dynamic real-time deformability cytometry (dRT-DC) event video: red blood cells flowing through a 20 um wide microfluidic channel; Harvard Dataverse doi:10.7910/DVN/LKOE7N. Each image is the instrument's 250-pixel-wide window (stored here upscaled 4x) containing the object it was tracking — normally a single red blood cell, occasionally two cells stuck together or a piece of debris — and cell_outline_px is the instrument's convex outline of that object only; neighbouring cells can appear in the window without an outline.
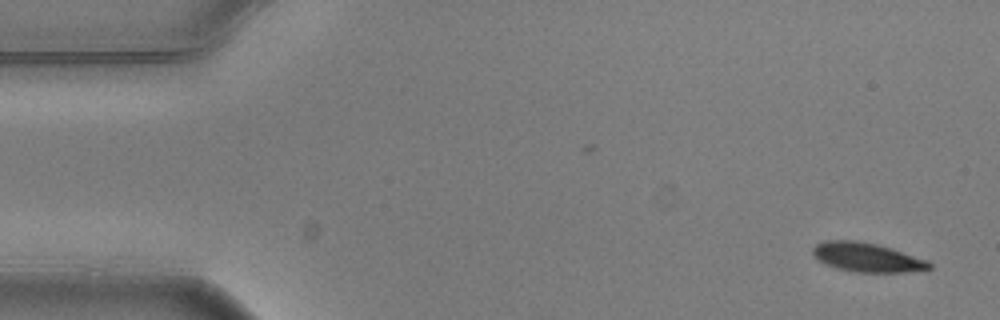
{"species": "common noctule bat (a hibernating species)", "species_latin": "Nyctalus noctula", "temperature_condition": "warm", "stored_images_in_passage": 2, "camera_frame_rate_fps": 3000, "um_per_image_px": 0.085, "animal": {"sex": "male", "body_mass_g": 20.5, "forearm_length_mm": 52.5}, "frame": {"image": 1, "passage_image": 2, "time_ms": 0.333, "image_size_px": [1000, 320], "cell_outline_px": [[932, 268], [904, 272], [852, 272], [836, 268], [824, 264], [816, 260], [812, 252], [812, 248], [816, 244], [824, 240], [856, 240], [876, 244], [892, 248], [928, 260], [932, 264]], "centroid_in_image_um": [73.65, 21.87], "position_along_channel_um": 11.4, "area_um2": 20.0}}